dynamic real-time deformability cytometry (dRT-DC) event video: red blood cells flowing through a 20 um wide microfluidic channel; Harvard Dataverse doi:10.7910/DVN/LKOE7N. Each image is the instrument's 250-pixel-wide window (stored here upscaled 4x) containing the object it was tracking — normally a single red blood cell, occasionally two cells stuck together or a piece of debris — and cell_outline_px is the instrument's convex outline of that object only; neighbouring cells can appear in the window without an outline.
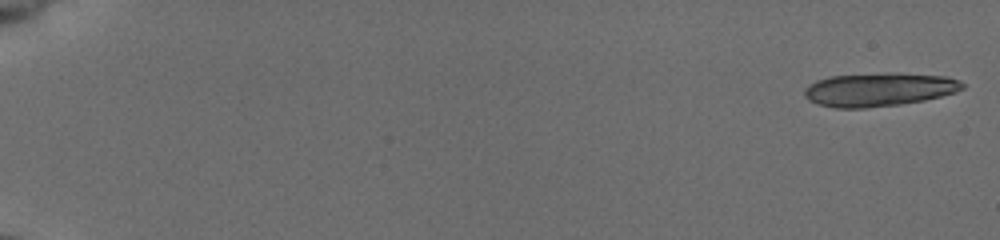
{"species": "common noctule bat (a hibernating species)", "species_latin": "Nyctalus noctula", "temperature_condition": "cold", "stored_images_in_passage": 22, "camera_frame_rate_fps": 3000, "um_per_image_px": 0.085, "animal": {"sex": "female", "body_mass_g": 19.5, "forearm_length_mm": 54.1}, "frame": {"image": 1, "passage_image": 1, "time_ms": 0.0, "image_size_px": [1000, 240], "cell_outline_px": [[964, 88], [956, 92], [924, 100], [900, 104], [868, 108], [836, 108], [816, 104], [808, 100], [804, 96], [804, 88], [808, 84], [816, 80], [828, 76], [884, 72], [896, 72], [948, 76], [960, 80], [964, 84]], "centroid_in_image_um": [74.69, 7.59], "position_along_channel_um": 10.3, "area_um2": 31.5}}